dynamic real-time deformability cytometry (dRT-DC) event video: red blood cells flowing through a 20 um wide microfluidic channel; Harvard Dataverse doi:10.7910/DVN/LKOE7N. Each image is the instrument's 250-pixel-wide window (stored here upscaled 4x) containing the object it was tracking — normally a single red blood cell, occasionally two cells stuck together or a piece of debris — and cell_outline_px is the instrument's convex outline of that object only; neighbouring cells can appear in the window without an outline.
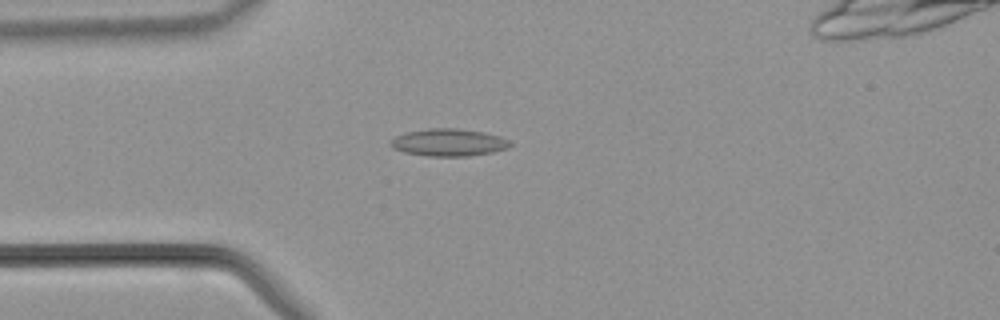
{"species": "common noctule bat (a hibernating species)", "species_latin": "Nyctalus noctula", "temperature_condition": "warm", "stored_images_in_passage": 43, "camera_frame_rate_fps": 3000, "um_per_image_px": 0.085, "animal": {"sex": "male", "body_mass_g": 21.5, "forearm_length_mm": 52.0}, "frame": {"image": 1, "passage_image": 10, "time_ms": 3.0, "image_size_px": [1000, 320], "cell_outline_px": [[512, 144], [508, 148], [492, 152], [468, 156], [428, 156], [404, 152], [392, 148], [388, 144], [388, 140], [404, 132], [428, 128], [456, 128], [484, 132], [500, 136], [508, 140]], "centroid_in_image_um": [38.08, 12.1], "position_along_channel_um": 46.9, "area_um2": 19.25}}
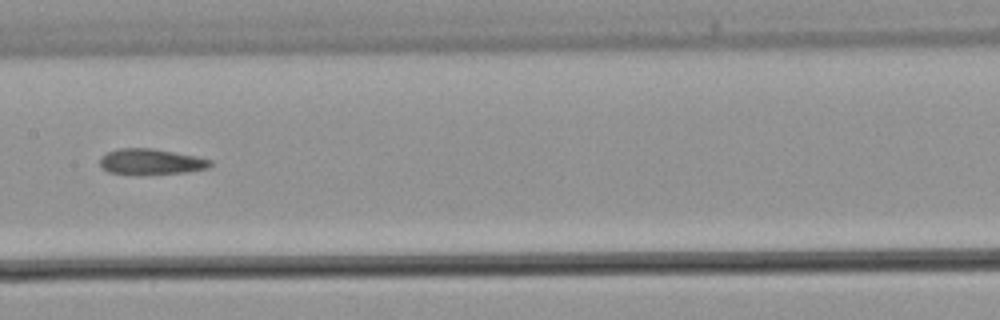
{"frame": {"image": 2, "passage_image": 20, "time_ms": 6.333, "image_size_px": [1000, 320], "cell_outline_px": [[212, 164], [208, 168], [188, 172], [140, 176], [136, 176], [108, 172], [100, 164], [100, 156], [116, 148], [152, 148], [196, 156], [212, 160]], "centroid_in_image_um": [12.82, 13.77], "position_along_channel_um": 194.6, "area_um2": 17.05}}
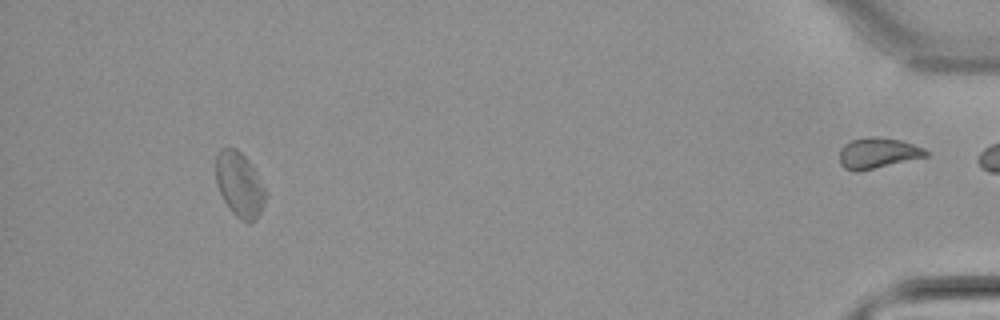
{"frame": {"image": 3, "passage_image": 39, "time_ms": 12.667, "image_size_px": [1000, 320], "cell_outline_px": [[268, 192], [264, 204], [256, 220], [240, 220], [232, 212], [224, 200], [220, 192], [216, 180], [216, 156], [220, 148], [236, 148], [248, 160]], "centroid_in_image_um": [20.37, 15.67], "position_along_channel_um": 414.8, "area_um2": 18.55}}